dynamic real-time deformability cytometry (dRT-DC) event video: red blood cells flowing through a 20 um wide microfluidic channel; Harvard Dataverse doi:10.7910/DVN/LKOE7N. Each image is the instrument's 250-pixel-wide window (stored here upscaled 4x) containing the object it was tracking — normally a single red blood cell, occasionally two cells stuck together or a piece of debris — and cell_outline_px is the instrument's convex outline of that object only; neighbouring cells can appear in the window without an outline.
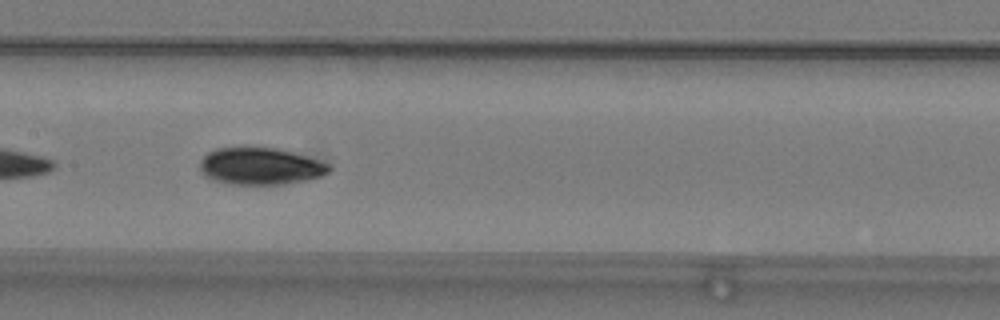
{"species": "common noctule bat (a hibernating species)", "species_latin": "Nyctalus noctula", "temperature_condition": "warm", "stored_images_in_passage": 14, "camera_frame_rate_fps": 3000, "um_per_image_px": 0.085, "animal": {"sex": "male", "body_mass_g": 19.2, "forearm_length_mm": 51.8}, "frame": {"image": 1, "passage_image": 12, "time_ms": 3.667, "image_size_px": [1000, 320], "cell_outline_px": [[332, 168], [328, 172], [320, 176], [304, 180], [284, 184], [232, 184], [212, 180], [204, 176], [200, 172], [200, 160], [208, 152], [216, 148], [276, 148], [308, 156], [332, 164]], "centroid_in_image_um": [22.13, 14.13], "position_along_channel_um": 185.3, "area_um2": 27.86}}